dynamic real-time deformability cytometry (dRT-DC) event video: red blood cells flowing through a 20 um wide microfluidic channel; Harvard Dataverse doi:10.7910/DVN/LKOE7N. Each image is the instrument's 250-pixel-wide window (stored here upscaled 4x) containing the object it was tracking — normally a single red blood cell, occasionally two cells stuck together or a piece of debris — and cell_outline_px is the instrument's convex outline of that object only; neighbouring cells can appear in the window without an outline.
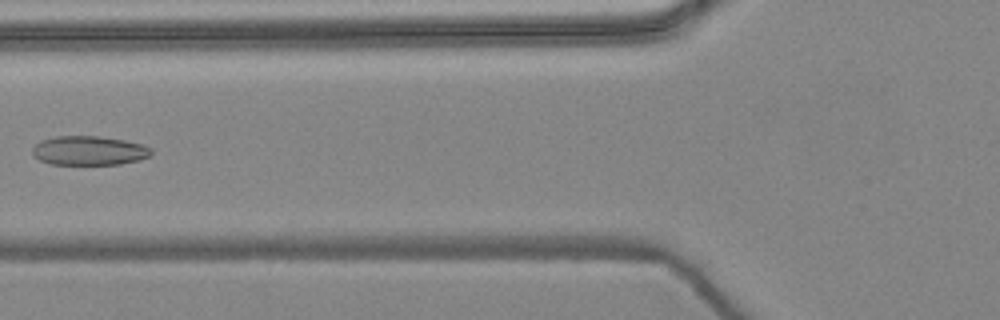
{"species": "common noctule bat (a hibernating species)", "species_latin": "Nyctalus noctula", "temperature_condition": "warm", "stored_images_in_passage": 7, "camera_frame_rate_fps": 3000, "um_per_image_px": 0.085, "animal": {"sex": "female", "body_mass_g": 24.6, "forearm_length_mm": 56.2}, "frame": {"image": 1, "passage_image": 6, "time_ms": 1.667, "image_size_px": [1000, 320], "cell_outline_px": [[152, 156], [140, 160], [120, 164], [52, 164], [40, 160], [32, 156], [32, 148], [40, 140], [56, 136], [100, 136], [124, 140], [144, 144], [152, 148]], "centroid_in_image_um": [7.6, 12.8], "position_along_channel_um": 118.2, "area_um2": 20.46}}
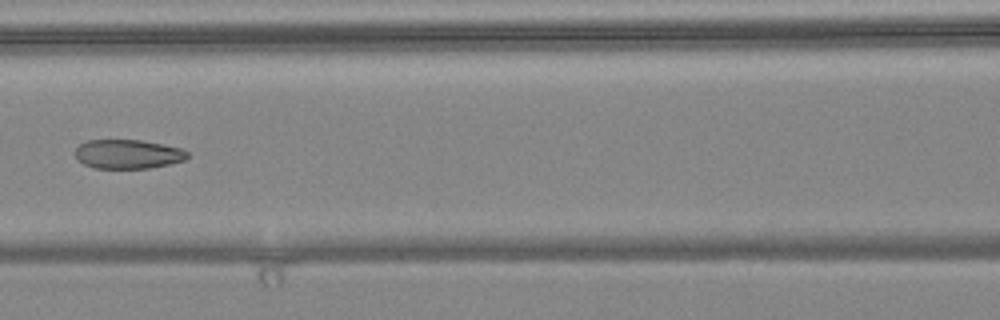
{"frame": {"image": 2, "passage_image": 7, "time_ms": 2.0, "image_size_px": [1000, 320], "cell_outline_px": [[188, 156], [184, 160], [168, 164], [148, 168], [96, 168], [84, 164], [76, 160], [76, 148], [80, 144], [88, 140], [140, 140], [164, 144], [180, 148], [188, 152]], "centroid_in_image_um": [10.86, 13.09], "position_along_channel_um": 155.7, "area_um2": 18.96}}